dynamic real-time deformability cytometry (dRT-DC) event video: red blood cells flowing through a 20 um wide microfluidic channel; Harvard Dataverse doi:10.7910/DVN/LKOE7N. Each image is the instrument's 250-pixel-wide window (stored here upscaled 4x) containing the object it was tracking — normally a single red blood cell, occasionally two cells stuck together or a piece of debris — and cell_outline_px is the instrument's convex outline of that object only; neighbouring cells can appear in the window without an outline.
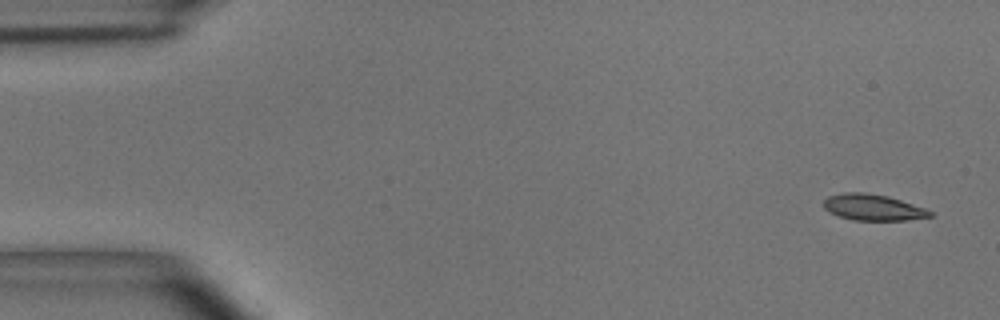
{"species": "common noctule bat (a hibernating species)", "species_latin": "Nyctalus noctula", "temperature_condition": "room temperature", "stored_images_in_passage": 6, "camera_frame_rate_fps": 3000, "um_per_image_px": 0.085, "animal": {"sex": "male", "body_mass_g": 15.6}, "frame": {"image": 1, "passage_image": 1, "time_ms": 0.0, "image_size_px": [1000, 320], "cell_outline_px": [[932, 216], [904, 220], [852, 220], [828, 212], [824, 208], [824, 200], [828, 196], [844, 192], [864, 192], [888, 196], [924, 208], [932, 212]], "centroid_in_image_um": [74.16, 17.62], "position_along_channel_um": 10.8, "area_um2": 16.07}}
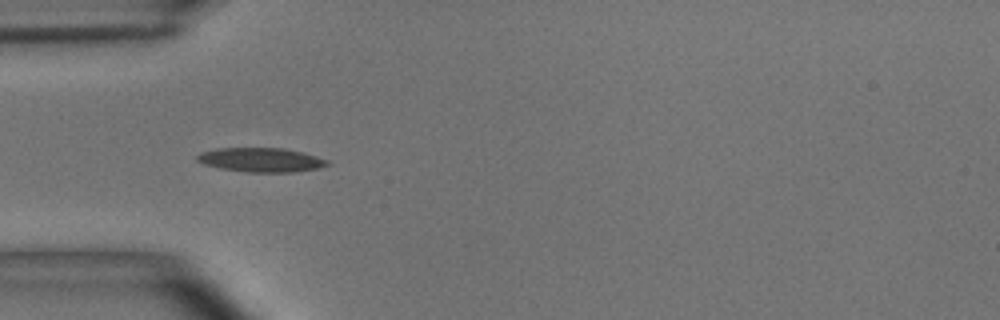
{"frame": {"image": 2, "passage_image": 5, "time_ms": 1.333, "image_size_px": [1000, 320], "cell_outline_px": [[328, 164], [320, 168], [292, 172], [248, 172], [220, 168], [204, 164], [196, 160], [196, 156], [200, 152], [216, 148], [284, 148], [316, 156], [328, 160]], "centroid_in_image_um": [22.15, 13.58], "position_along_channel_um": 62.8, "area_um2": 18.26}}
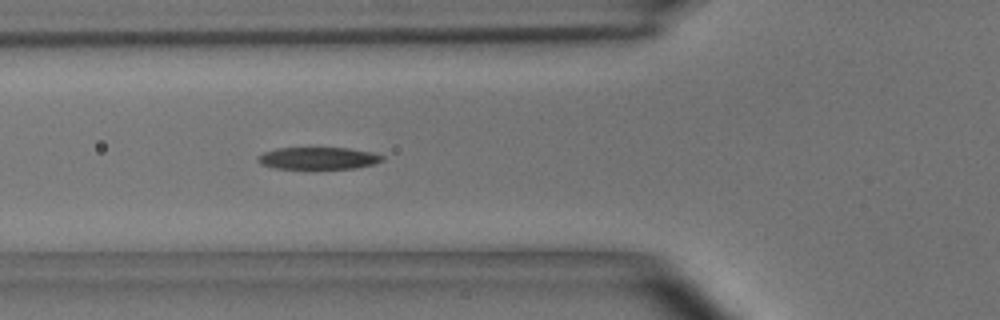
{"frame": {"image": 3, "passage_image": 6, "time_ms": 1.667, "image_size_px": [1000, 320], "cell_outline_px": [[384, 160], [372, 164], [356, 168], [276, 168], [260, 164], [256, 160], [256, 156], [264, 152], [276, 148], [348, 148], [372, 152], [384, 156]], "centroid_in_image_um": [27.02, 13.44], "position_along_channel_um": 98.8, "area_um2": 15.95}}